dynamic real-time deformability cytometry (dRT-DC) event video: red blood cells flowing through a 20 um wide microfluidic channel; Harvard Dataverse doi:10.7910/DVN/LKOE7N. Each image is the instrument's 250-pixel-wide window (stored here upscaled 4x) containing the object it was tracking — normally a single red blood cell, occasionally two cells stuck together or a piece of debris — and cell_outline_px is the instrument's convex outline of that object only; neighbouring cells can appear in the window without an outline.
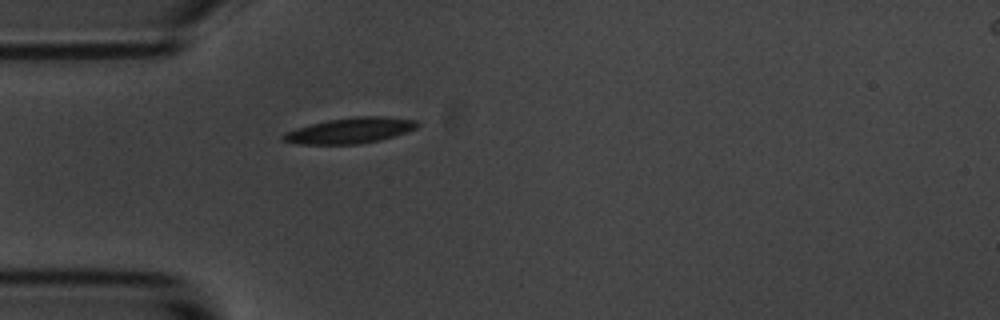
{"species": "common noctule bat (a hibernating species)", "species_latin": "Nyctalus noctula", "temperature_condition": "room temperature", "stored_images_in_passage": 1, "camera_frame_rate_fps": 3000, "um_per_image_px": 0.085, "animal": {"sex": "male", "body_mass_g": 20.1, "forearm_length_mm": 53.5}, "frame": {"image": 1, "passage_image": 1, "time_ms": 0.0, "image_size_px": [1000, 320], "cell_outline_px": [[420, 124], [416, 128], [380, 140], [360, 144], [300, 144], [284, 140], [280, 136], [284, 132], [296, 128], [328, 120], [356, 116], [384, 116], [416, 120]], "centroid_in_image_um": [29.75, 11.09], "position_along_channel_um": 55.2, "area_um2": 19.88}}